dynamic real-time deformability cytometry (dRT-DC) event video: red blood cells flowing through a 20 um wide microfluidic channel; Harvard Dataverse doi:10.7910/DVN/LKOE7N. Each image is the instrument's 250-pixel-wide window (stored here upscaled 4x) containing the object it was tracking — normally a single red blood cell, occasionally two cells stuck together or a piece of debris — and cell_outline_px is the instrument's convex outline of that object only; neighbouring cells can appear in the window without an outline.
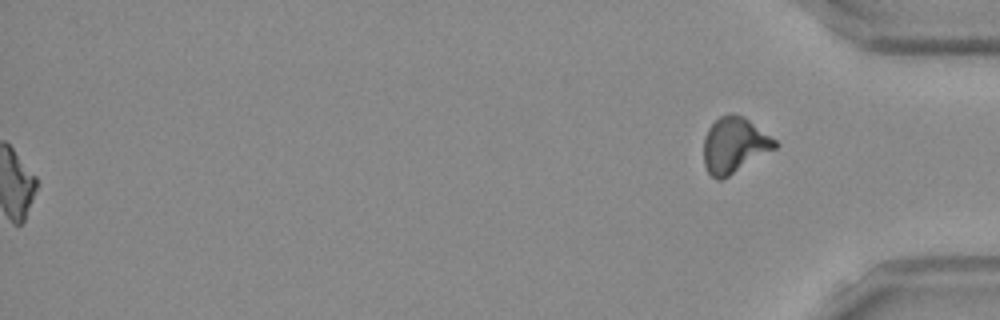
{"species": "Egyptian fruit bat (a non-hibernating species)", "species_latin": "Rousettus aegyptiacus", "temperature_condition": "room temperature", "stored_images_in_passage": 52, "segment_of_instrument_passage": [2, 2], "camera_frame_rate_fps": 3000, "um_per_image_px": 0.085, "frame": {"image": 1, "passage_image": 52, "time_ms": 17.0, "image_size_px": [1000, 320], "cell_outline_px": [[780, 144], [776, 148], [728, 176], [720, 180], [716, 180], [708, 172], [704, 164], [704, 136], [708, 128], [720, 116], [744, 116], [776, 140]], "centroid_in_image_um": [62.42, 12.36], "position_along_channel_um": 372.8, "area_um2": 22.72}}